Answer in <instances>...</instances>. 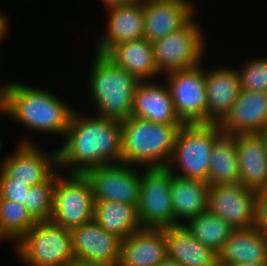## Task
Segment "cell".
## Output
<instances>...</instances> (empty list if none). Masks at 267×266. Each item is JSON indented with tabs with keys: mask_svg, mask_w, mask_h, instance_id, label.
<instances>
[{
	"mask_svg": "<svg viewBox=\"0 0 267 266\" xmlns=\"http://www.w3.org/2000/svg\"><path fill=\"white\" fill-rule=\"evenodd\" d=\"M6 116V95L4 92L3 84L0 85V116Z\"/></svg>",
	"mask_w": 267,
	"mask_h": 266,
	"instance_id": "36",
	"label": "cell"
},
{
	"mask_svg": "<svg viewBox=\"0 0 267 266\" xmlns=\"http://www.w3.org/2000/svg\"><path fill=\"white\" fill-rule=\"evenodd\" d=\"M56 179L57 171L46 182L31 186L27 193L25 207L36 222L51 221Z\"/></svg>",
	"mask_w": 267,
	"mask_h": 266,
	"instance_id": "30",
	"label": "cell"
},
{
	"mask_svg": "<svg viewBox=\"0 0 267 266\" xmlns=\"http://www.w3.org/2000/svg\"><path fill=\"white\" fill-rule=\"evenodd\" d=\"M94 220L121 239L141 230L137 206L114 201H94Z\"/></svg>",
	"mask_w": 267,
	"mask_h": 266,
	"instance_id": "26",
	"label": "cell"
},
{
	"mask_svg": "<svg viewBox=\"0 0 267 266\" xmlns=\"http://www.w3.org/2000/svg\"><path fill=\"white\" fill-rule=\"evenodd\" d=\"M223 134L261 133L267 126V92L240 90L230 113L219 124Z\"/></svg>",
	"mask_w": 267,
	"mask_h": 266,
	"instance_id": "17",
	"label": "cell"
},
{
	"mask_svg": "<svg viewBox=\"0 0 267 266\" xmlns=\"http://www.w3.org/2000/svg\"><path fill=\"white\" fill-rule=\"evenodd\" d=\"M167 257L165 228H142L122 239L118 266H156Z\"/></svg>",
	"mask_w": 267,
	"mask_h": 266,
	"instance_id": "20",
	"label": "cell"
},
{
	"mask_svg": "<svg viewBox=\"0 0 267 266\" xmlns=\"http://www.w3.org/2000/svg\"><path fill=\"white\" fill-rule=\"evenodd\" d=\"M205 90L208 124H220L230 113L241 90L236 66L205 69Z\"/></svg>",
	"mask_w": 267,
	"mask_h": 266,
	"instance_id": "18",
	"label": "cell"
},
{
	"mask_svg": "<svg viewBox=\"0 0 267 266\" xmlns=\"http://www.w3.org/2000/svg\"><path fill=\"white\" fill-rule=\"evenodd\" d=\"M79 111L74 110L62 145L57 147L58 169L84 174L97 166L121 163V121Z\"/></svg>",
	"mask_w": 267,
	"mask_h": 266,
	"instance_id": "1",
	"label": "cell"
},
{
	"mask_svg": "<svg viewBox=\"0 0 267 266\" xmlns=\"http://www.w3.org/2000/svg\"><path fill=\"white\" fill-rule=\"evenodd\" d=\"M73 266H103V265H85V264L75 263Z\"/></svg>",
	"mask_w": 267,
	"mask_h": 266,
	"instance_id": "40",
	"label": "cell"
},
{
	"mask_svg": "<svg viewBox=\"0 0 267 266\" xmlns=\"http://www.w3.org/2000/svg\"><path fill=\"white\" fill-rule=\"evenodd\" d=\"M105 8H110L113 6H122V5H130L141 0H100Z\"/></svg>",
	"mask_w": 267,
	"mask_h": 266,
	"instance_id": "35",
	"label": "cell"
},
{
	"mask_svg": "<svg viewBox=\"0 0 267 266\" xmlns=\"http://www.w3.org/2000/svg\"><path fill=\"white\" fill-rule=\"evenodd\" d=\"M141 169L121 162L94 167L84 175L90 182L94 201H116L138 206Z\"/></svg>",
	"mask_w": 267,
	"mask_h": 266,
	"instance_id": "12",
	"label": "cell"
},
{
	"mask_svg": "<svg viewBox=\"0 0 267 266\" xmlns=\"http://www.w3.org/2000/svg\"><path fill=\"white\" fill-rule=\"evenodd\" d=\"M261 134L264 137V139L266 141V145H267V126L263 129V131L261 132Z\"/></svg>",
	"mask_w": 267,
	"mask_h": 266,
	"instance_id": "39",
	"label": "cell"
},
{
	"mask_svg": "<svg viewBox=\"0 0 267 266\" xmlns=\"http://www.w3.org/2000/svg\"><path fill=\"white\" fill-rule=\"evenodd\" d=\"M75 262L85 265L118 266L121 241L92 219L71 230Z\"/></svg>",
	"mask_w": 267,
	"mask_h": 266,
	"instance_id": "13",
	"label": "cell"
},
{
	"mask_svg": "<svg viewBox=\"0 0 267 266\" xmlns=\"http://www.w3.org/2000/svg\"><path fill=\"white\" fill-rule=\"evenodd\" d=\"M88 75V96L93 110L87 111L104 118L124 121L131 116L136 87L134 75L117 66L106 55L93 53Z\"/></svg>",
	"mask_w": 267,
	"mask_h": 266,
	"instance_id": "3",
	"label": "cell"
},
{
	"mask_svg": "<svg viewBox=\"0 0 267 266\" xmlns=\"http://www.w3.org/2000/svg\"><path fill=\"white\" fill-rule=\"evenodd\" d=\"M24 266H73L71 230L52 221L36 222L13 246Z\"/></svg>",
	"mask_w": 267,
	"mask_h": 266,
	"instance_id": "5",
	"label": "cell"
},
{
	"mask_svg": "<svg viewBox=\"0 0 267 266\" xmlns=\"http://www.w3.org/2000/svg\"><path fill=\"white\" fill-rule=\"evenodd\" d=\"M20 140L11 154L1 157L0 170L12 181L29 186L46 182L58 170L57 148L46 152L29 137Z\"/></svg>",
	"mask_w": 267,
	"mask_h": 266,
	"instance_id": "11",
	"label": "cell"
},
{
	"mask_svg": "<svg viewBox=\"0 0 267 266\" xmlns=\"http://www.w3.org/2000/svg\"><path fill=\"white\" fill-rule=\"evenodd\" d=\"M156 266H181V265L178 262H176L175 260H172V259L167 257L166 259H164L162 262H160Z\"/></svg>",
	"mask_w": 267,
	"mask_h": 266,
	"instance_id": "37",
	"label": "cell"
},
{
	"mask_svg": "<svg viewBox=\"0 0 267 266\" xmlns=\"http://www.w3.org/2000/svg\"><path fill=\"white\" fill-rule=\"evenodd\" d=\"M121 162L141 168L167 167L183 124H155L128 117L121 122Z\"/></svg>",
	"mask_w": 267,
	"mask_h": 266,
	"instance_id": "4",
	"label": "cell"
},
{
	"mask_svg": "<svg viewBox=\"0 0 267 266\" xmlns=\"http://www.w3.org/2000/svg\"><path fill=\"white\" fill-rule=\"evenodd\" d=\"M239 183L257 191L267 186V145L261 133L235 136Z\"/></svg>",
	"mask_w": 267,
	"mask_h": 266,
	"instance_id": "21",
	"label": "cell"
},
{
	"mask_svg": "<svg viewBox=\"0 0 267 266\" xmlns=\"http://www.w3.org/2000/svg\"><path fill=\"white\" fill-rule=\"evenodd\" d=\"M196 9L193 0H143L144 38L153 43L184 27Z\"/></svg>",
	"mask_w": 267,
	"mask_h": 266,
	"instance_id": "15",
	"label": "cell"
},
{
	"mask_svg": "<svg viewBox=\"0 0 267 266\" xmlns=\"http://www.w3.org/2000/svg\"><path fill=\"white\" fill-rule=\"evenodd\" d=\"M131 116L155 124H183L175 113L166 83L156 80L140 81L136 87Z\"/></svg>",
	"mask_w": 267,
	"mask_h": 266,
	"instance_id": "19",
	"label": "cell"
},
{
	"mask_svg": "<svg viewBox=\"0 0 267 266\" xmlns=\"http://www.w3.org/2000/svg\"><path fill=\"white\" fill-rule=\"evenodd\" d=\"M171 182L172 172L167 167L142 168L137 212L143 228L175 226Z\"/></svg>",
	"mask_w": 267,
	"mask_h": 266,
	"instance_id": "9",
	"label": "cell"
},
{
	"mask_svg": "<svg viewBox=\"0 0 267 266\" xmlns=\"http://www.w3.org/2000/svg\"><path fill=\"white\" fill-rule=\"evenodd\" d=\"M30 187L29 185L12 181L0 170V198L25 203Z\"/></svg>",
	"mask_w": 267,
	"mask_h": 266,
	"instance_id": "32",
	"label": "cell"
},
{
	"mask_svg": "<svg viewBox=\"0 0 267 266\" xmlns=\"http://www.w3.org/2000/svg\"><path fill=\"white\" fill-rule=\"evenodd\" d=\"M106 56L140 81L162 77L155 63L153 43L145 38L122 42Z\"/></svg>",
	"mask_w": 267,
	"mask_h": 266,
	"instance_id": "23",
	"label": "cell"
},
{
	"mask_svg": "<svg viewBox=\"0 0 267 266\" xmlns=\"http://www.w3.org/2000/svg\"><path fill=\"white\" fill-rule=\"evenodd\" d=\"M35 223L25 203L0 198V241L15 245Z\"/></svg>",
	"mask_w": 267,
	"mask_h": 266,
	"instance_id": "29",
	"label": "cell"
},
{
	"mask_svg": "<svg viewBox=\"0 0 267 266\" xmlns=\"http://www.w3.org/2000/svg\"><path fill=\"white\" fill-rule=\"evenodd\" d=\"M207 183L209 186L239 183V163L235 136L222 133L214 141Z\"/></svg>",
	"mask_w": 267,
	"mask_h": 266,
	"instance_id": "27",
	"label": "cell"
},
{
	"mask_svg": "<svg viewBox=\"0 0 267 266\" xmlns=\"http://www.w3.org/2000/svg\"><path fill=\"white\" fill-rule=\"evenodd\" d=\"M228 266H267V263H239V264H233Z\"/></svg>",
	"mask_w": 267,
	"mask_h": 266,
	"instance_id": "38",
	"label": "cell"
},
{
	"mask_svg": "<svg viewBox=\"0 0 267 266\" xmlns=\"http://www.w3.org/2000/svg\"><path fill=\"white\" fill-rule=\"evenodd\" d=\"M4 12H1L0 11V42H3L2 40L5 39V37H8L7 36V33H8V29L9 28V24L8 23L9 19L7 18V14H3Z\"/></svg>",
	"mask_w": 267,
	"mask_h": 266,
	"instance_id": "34",
	"label": "cell"
},
{
	"mask_svg": "<svg viewBox=\"0 0 267 266\" xmlns=\"http://www.w3.org/2000/svg\"><path fill=\"white\" fill-rule=\"evenodd\" d=\"M94 208L92 188L86 176L62 173L58 169L51 221L72 230L94 219Z\"/></svg>",
	"mask_w": 267,
	"mask_h": 266,
	"instance_id": "8",
	"label": "cell"
},
{
	"mask_svg": "<svg viewBox=\"0 0 267 266\" xmlns=\"http://www.w3.org/2000/svg\"><path fill=\"white\" fill-rule=\"evenodd\" d=\"M207 211L220 216L234 229L254 227L255 191L241 183L211 185Z\"/></svg>",
	"mask_w": 267,
	"mask_h": 266,
	"instance_id": "14",
	"label": "cell"
},
{
	"mask_svg": "<svg viewBox=\"0 0 267 266\" xmlns=\"http://www.w3.org/2000/svg\"><path fill=\"white\" fill-rule=\"evenodd\" d=\"M195 18L196 15L184 27L153 42L155 63L162 77L203 63L206 34Z\"/></svg>",
	"mask_w": 267,
	"mask_h": 266,
	"instance_id": "7",
	"label": "cell"
},
{
	"mask_svg": "<svg viewBox=\"0 0 267 266\" xmlns=\"http://www.w3.org/2000/svg\"><path fill=\"white\" fill-rule=\"evenodd\" d=\"M249 58L242 67H236L240 89L250 92H267V57Z\"/></svg>",
	"mask_w": 267,
	"mask_h": 266,
	"instance_id": "31",
	"label": "cell"
},
{
	"mask_svg": "<svg viewBox=\"0 0 267 266\" xmlns=\"http://www.w3.org/2000/svg\"><path fill=\"white\" fill-rule=\"evenodd\" d=\"M221 134L219 124H183L167 168L177 176L207 182L211 150Z\"/></svg>",
	"mask_w": 267,
	"mask_h": 266,
	"instance_id": "6",
	"label": "cell"
},
{
	"mask_svg": "<svg viewBox=\"0 0 267 266\" xmlns=\"http://www.w3.org/2000/svg\"><path fill=\"white\" fill-rule=\"evenodd\" d=\"M203 63L163 77L170 90L176 115L183 124H208V103Z\"/></svg>",
	"mask_w": 267,
	"mask_h": 266,
	"instance_id": "10",
	"label": "cell"
},
{
	"mask_svg": "<svg viewBox=\"0 0 267 266\" xmlns=\"http://www.w3.org/2000/svg\"><path fill=\"white\" fill-rule=\"evenodd\" d=\"M254 228L267 236V186L255 191Z\"/></svg>",
	"mask_w": 267,
	"mask_h": 266,
	"instance_id": "33",
	"label": "cell"
},
{
	"mask_svg": "<svg viewBox=\"0 0 267 266\" xmlns=\"http://www.w3.org/2000/svg\"><path fill=\"white\" fill-rule=\"evenodd\" d=\"M170 195L175 226L207 211L209 184L206 181L184 178L172 173Z\"/></svg>",
	"mask_w": 267,
	"mask_h": 266,
	"instance_id": "24",
	"label": "cell"
},
{
	"mask_svg": "<svg viewBox=\"0 0 267 266\" xmlns=\"http://www.w3.org/2000/svg\"><path fill=\"white\" fill-rule=\"evenodd\" d=\"M2 143H1V140H0V153H1V150H2Z\"/></svg>",
	"mask_w": 267,
	"mask_h": 266,
	"instance_id": "41",
	"label": "cell"
},
{
	"mask_svg": "<svg viewBox=\"0 0 267 266\" xmlns=\"http://www.w3.org/2000/svg\"><path fill=\"white\" fill-rule=\"evenodd\" d=\"M168 258L181 266H218L217 253L199 242L183 225L165 227Z\"/></svg>",
	"mask_w": 267,
	"mask_h": 266,
	"instance_id": "25",
	"label": "cell"
},
{
	"mask_svg": "<svg viewBox=\"0 0 267 266\" xmlns=\"http://www.w3.org/2000/svg\"><path fill=\"white\" fill-rule=\"evenodd\" d=\"M183 226L199 242L212 249L215 253L221 249L235 230L220 216L208 211L191 217Z\"/></svg>",
	"mask_w": 267,
	"mask_h": 266,
	"instance_id": "28",
	"label": "cell"
},
{
	"mask_svg": "<svg viewBox=\"0 0 267 266\" xmlns=\"http://www.w3.org/2000/svg\"><path fill=\"white\" fill-rule=\"evenodd\" d=\"M6 95V116L37 134L64 138L75 107L49 90L19 81L2 83Z\"/></svg>",
	"mask_w": 267,
	"mask_h": 266,
	"instance_id": "2",
	"label": "cell"
},
{
	"mask_svg": "<svg viewBox=\"0 0 267 266\" xmlns=\"http://www.w3.org/2000/svg\"><path fill=\"white\" fill-rule=\"evenodd\" d=\"M267 263V236L254 227L235 229L217 252V265Z\"/></svg>",
	"mask_w": 267,
	"mask_h": 266,
	"instance_id": "22",
	"label": "cell"
},
{
	"mask_svg": "<svg viewBox=\"0 0 267 266\" xmlns=\"http://www.w3.org/2000/svg\"><path fill=\"white\" fill-rule=\"evenodd\" d=\"M105 34L93 39L95 53L106 55L114 46L144 38L143 0L106 8ZM103 34V35H102Z\"/></svg>",
	"mask_w": 267,
	"mask_h": 266,
	"instance_id": "16",
	"label": "cell"
}]
</instances>
